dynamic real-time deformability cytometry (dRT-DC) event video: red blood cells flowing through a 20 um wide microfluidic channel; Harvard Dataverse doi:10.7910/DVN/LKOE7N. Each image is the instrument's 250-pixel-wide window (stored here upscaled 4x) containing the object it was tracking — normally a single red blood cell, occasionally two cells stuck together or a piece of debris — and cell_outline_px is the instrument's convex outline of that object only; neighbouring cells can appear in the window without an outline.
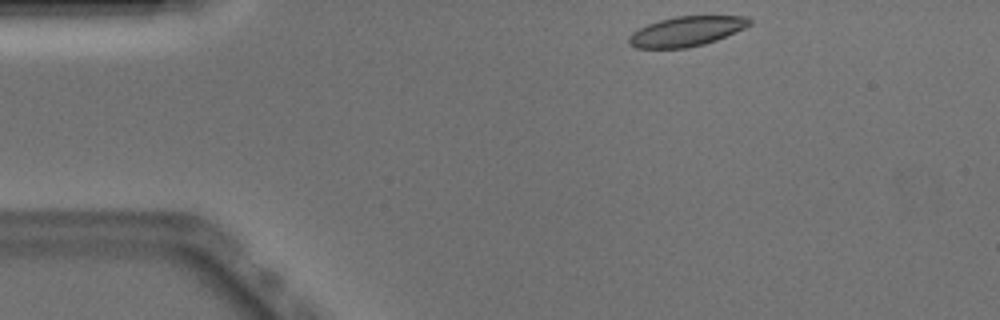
{"species": "Egyptian fruit bat (a non-hibernating species)", "species_latin": "Rousettus aegyptiacus", "temperature_condition": "warm", "stored_images_in_passage": 44, "camera_frame_rate_fps": 3000, "um_per_image_px": 0.085, "animal": {"sex": "male"}, "frame": {"image": 1, "passage_image": 1, "time_ms": 0.0, "image_size_px": [1000, 320], "cell_outline_px": [[752, 24], [744, 28], [716, 40], [704, 44], [688, 48], [636, 48], [628, 44], [628, 36], [632, 32], [648, 24], [660, 20], [676, 16], [748, 16], [752, 20]], "centroid_in_image_um": [58.34, 2.66], "position_along_channel_um": 26.7, "area_um2": 20.98}}
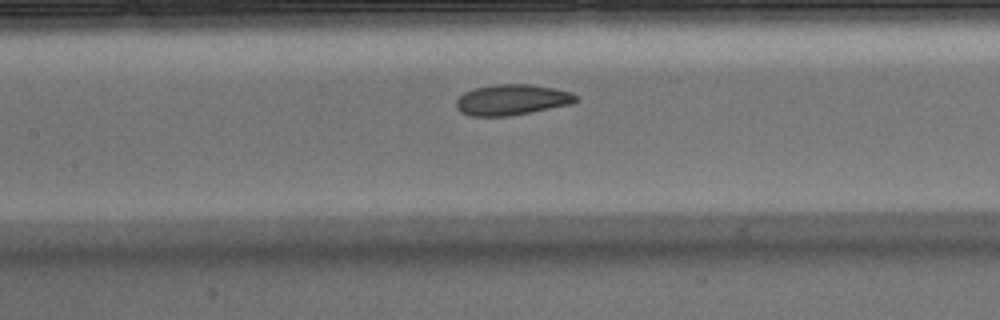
{"frame": {"image": 2, "passage_image": 16, "time_ms": 5.0, "image_size_px": [1000, 320], "cell_outline_px": [[580, 100], [572, 104], [508, 116], [472, 116], [460, 112], [456, 108], [456, 100], [464, 92], [472, 88], [496, 84], [528, 84], [552, 88], [568, 92], [580, 96]], "centroid_in_image_um": [43.5, 8.48], "position_along_channel_um": 163.9, "area_um2": 21.44}}
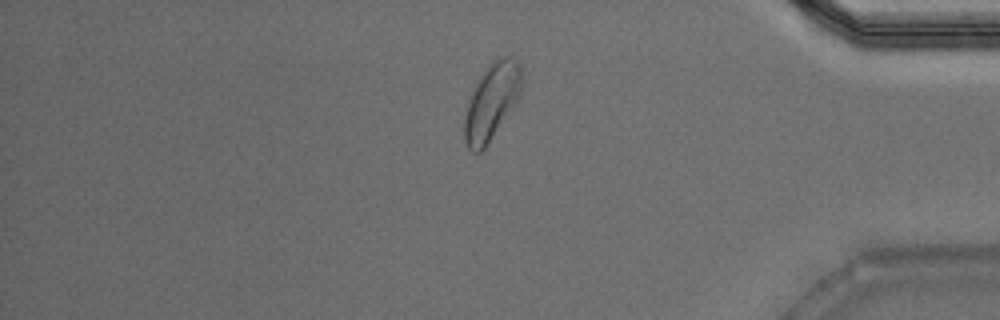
{"frame": {"image": 3, "passage_image": 36, "time_ms": 11.667, "image_size_px": [1000, 320], "cell_outline_px": [[524, 80], [520, 96], [484, 148], [480, 152], [472, 152], [468, 148], [464, 140], [464, 116], [468, 100], [484, 68], [492, 60], [500, 56], [512, 56], [520, 64]], "centroid_in_image_um": [41.8, 8.57], "position_along_channel_um": 393.4, "area_um2": 25.61}, "authors_computed_cell_mechanics": {"area_um2": 21.9351, "velocity_mm_per_s": 3.8862, "shape_relaxation_time_tau1_ms": 4.9794, "shape_relaxation_time_tau2_ms": 2.279, "deformation_change_tau1": 0.1087, "deformation_change_tau2": 0.0824}}